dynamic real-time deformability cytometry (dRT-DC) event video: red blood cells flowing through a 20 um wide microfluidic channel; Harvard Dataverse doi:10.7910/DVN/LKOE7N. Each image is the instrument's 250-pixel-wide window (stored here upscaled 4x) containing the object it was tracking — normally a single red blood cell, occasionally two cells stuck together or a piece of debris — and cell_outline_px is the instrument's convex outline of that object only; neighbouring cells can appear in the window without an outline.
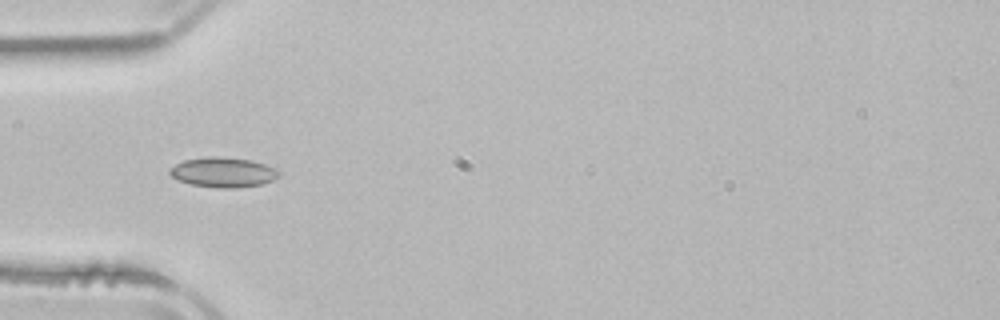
{"species": "common noctule bat (a hibernating species)", "species_latin": "Nyctalus noctula", "temperature_condition": "room temperature", "stored_images_in_passage": 3, "camera_frame_rate_fps": 3000, "um_per_image_px": 0.085, "animal": {"sex": "male", "body_mass_g": 21.5, "forearm_length_mm": 52.0}, "frame": {"image": 1, "passage_image": 3, "time_ms": 4.0, "image_size_px": [1000, 320], "cell_outline_px": [[280, 172], [272, 180], [264, 184], [236, 188], [220, 188], [192, 184], [176, 180], [168, 172], [168, 168], [184, 160], [208, 156], [216, 156], [252, 160], [276, 168]], "centroid_in_image_um": [18.94, 14.64], "position_along_channel_um": 66.1, "area_um2": 19.07}}